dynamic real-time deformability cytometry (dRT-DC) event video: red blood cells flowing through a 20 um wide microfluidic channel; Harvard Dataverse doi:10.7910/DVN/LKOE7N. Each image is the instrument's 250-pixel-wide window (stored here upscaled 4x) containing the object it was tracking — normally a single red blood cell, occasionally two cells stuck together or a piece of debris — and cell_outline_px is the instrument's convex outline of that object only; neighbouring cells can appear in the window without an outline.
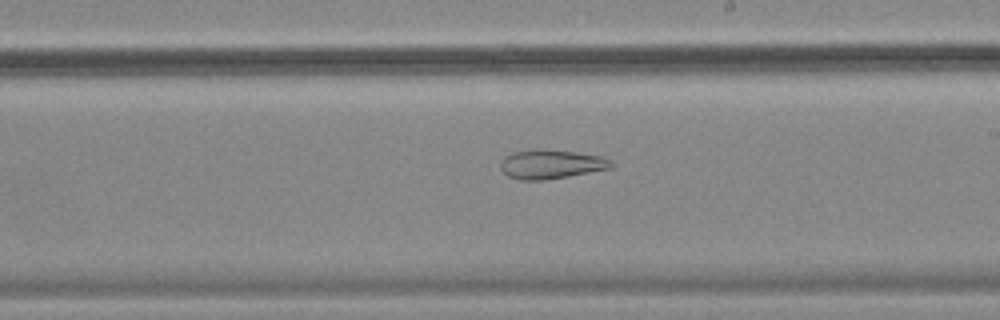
{"species": "common noctule bat (a hibernating species)", "species_latin": "Nyctalus noctula", "temperature_condition": "cold", "stored_images_in_passage": 56, "segment_of_instrument_passage": [2, 2], "camera_frame_rate_fps": 3000, "um_per_image_px": 0.085, "animal": {"sex": "female", "body_mass_g": 18.4}, "frame": {"image": 1, "passage_image": 32, "time_ms": 10.333, "image_size_px": [1000, 320], "cell_outline_px": [[612, 168], [568, 176], [544, 180], [520, 180], [508, 176], [500, 168], [500, 164], [504, 156], [512, 152], [576, 152], [604, 156], [612, 160]], "centroid_in_image_um": [46.88, 14.0], "position_along_channel_um": 242.1, "area_um2": 18.03}}
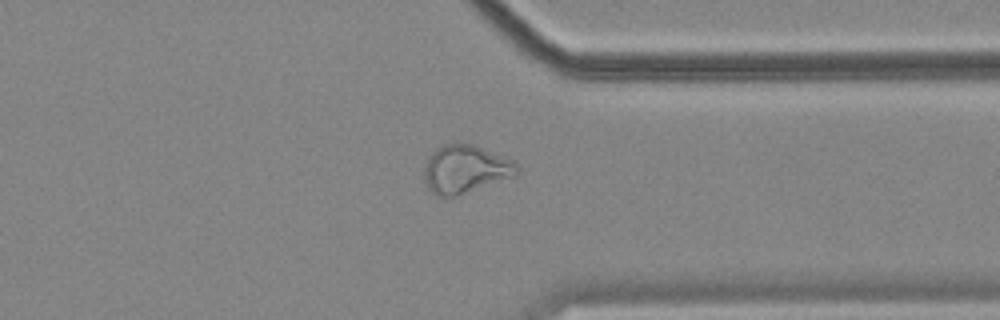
{"frame": {"image": 2, "passage_image": 43, "time_ms": 14.0, "image_size_px": [1000, 320], "cell_outline_px": [[520, 172], [516, 176], [456, 196], [436, 196], [428, 188], [424, 180], [424, 168], [428, 156], [432, 152], [444, 144], [472, 144], [512, 160], [520, 168]], "centroid_in_image_um": [39.56, 14.4], "position_along_channel_um": 371.8, "area_um2": 25.89}}